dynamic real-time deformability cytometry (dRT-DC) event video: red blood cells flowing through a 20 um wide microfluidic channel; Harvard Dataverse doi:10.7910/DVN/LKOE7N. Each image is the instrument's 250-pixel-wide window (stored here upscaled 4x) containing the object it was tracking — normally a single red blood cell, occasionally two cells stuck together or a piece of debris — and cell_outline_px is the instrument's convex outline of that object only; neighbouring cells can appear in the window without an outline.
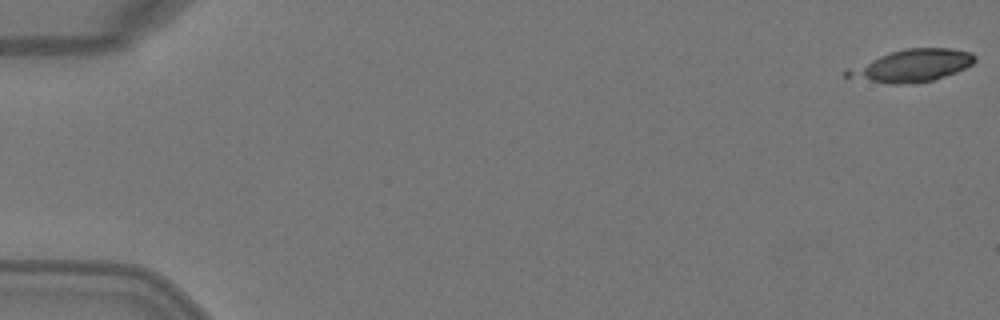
{"species": "Egyptian fruit bat (a non-hibernating species)", "species_latin": "Rousettus aegyptiacus", "temperature_condition": "warm", "stored_images_in_passage": 5, "camera_frame_rate_fps": 3000, "um_per_image_px": 0.085, "animal": {"sex": "female"}, "frame": {"image": 1, "passage_image": 1, "time_ms": 0.0, "image_size_px": [1000, 320], "cell_outline_px": [[976, 60], [972, 64], [956, 72], [932, 80], [900, 84], [888, 84], [844, 76], [844, 68], [892, 52], [908, 48], [948, 48], [972, 52], [976, 56]], "centroid_in_image_um": [77.49, 5.57], "position_along_channel_um": 7.5, "area_um2": 23.81}}